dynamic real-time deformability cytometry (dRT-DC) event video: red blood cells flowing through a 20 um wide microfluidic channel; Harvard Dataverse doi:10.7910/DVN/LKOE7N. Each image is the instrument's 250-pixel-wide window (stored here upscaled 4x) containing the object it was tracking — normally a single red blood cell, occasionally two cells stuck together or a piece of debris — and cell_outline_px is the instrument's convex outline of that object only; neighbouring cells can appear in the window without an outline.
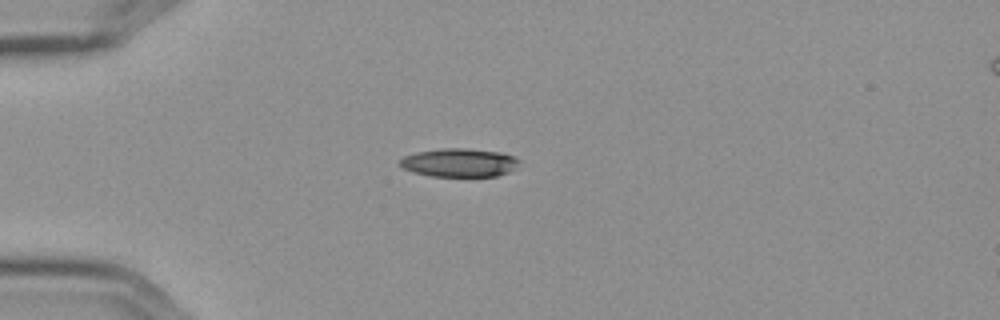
{"species": "Egyptian fruit bat (a non-hibernating species)", "species_latin": "Rousettus aegyptiacus", "temperature_condition": "cold", "stored_images_in_passage": 5, "camera_frame_rate_fps": 3000, "um_per_image_px": 0.085, "frame": {"image": 1, "passage_image": 4, "time_ms": 1.0, "image_size_px": [1000, 320], "cell_outline_px": [[520, 160], [516, 168], [508, 172], [496, 176], [432, 176], [412, 172], [404, 168], [400, 164], [400, 160], [404, 156], [416, 152], [440, 148], [468, 148], [500, 152], [512, 156]], "centroid_in_image_um": [39.04, 13.82], "position_along_channel_um": 46.0, "area_um2": 19.77}}